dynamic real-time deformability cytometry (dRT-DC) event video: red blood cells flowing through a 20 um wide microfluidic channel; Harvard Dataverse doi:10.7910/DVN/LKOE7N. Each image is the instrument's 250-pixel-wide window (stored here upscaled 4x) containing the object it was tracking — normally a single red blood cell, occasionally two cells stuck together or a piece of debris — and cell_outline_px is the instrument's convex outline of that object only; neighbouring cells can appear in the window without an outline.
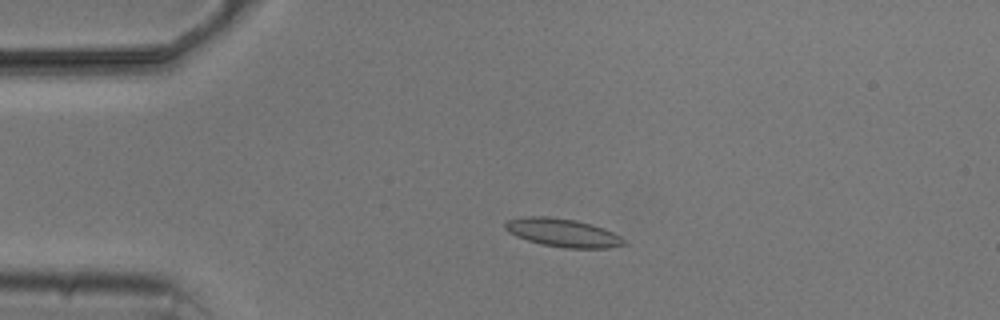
{"species": "common noctule bat (a hibernating species)", "species_latin": "Nyctalus noctula", "temperature_condition": "cold", "stored_images_in_passage": 5, "camera_frame_rate_fps": 3000, "um_per_image_px": 0.085, "animal": {"sex": "male", "body_mass_g": 20.5, "forearm_length_mm": 52.5}, "frame": {"image": 1, "passage_image": 4, "time_ms": 3.667, "image_size_px": [1000, 320], "cell_outline_px": [[628, 244], [608, 248], [564, 248], [540, 244], [516, 236], [508, 232], [504, 228], [504, 224], [508, 220], [524, 216], [548, 216], [576, 220], [592, 224], [604, 228], [620, 236]], "centroid_in_image_um": [47.83, 19.78], "position_along_channel_um": 37.2, "area_um2": 19.71}}